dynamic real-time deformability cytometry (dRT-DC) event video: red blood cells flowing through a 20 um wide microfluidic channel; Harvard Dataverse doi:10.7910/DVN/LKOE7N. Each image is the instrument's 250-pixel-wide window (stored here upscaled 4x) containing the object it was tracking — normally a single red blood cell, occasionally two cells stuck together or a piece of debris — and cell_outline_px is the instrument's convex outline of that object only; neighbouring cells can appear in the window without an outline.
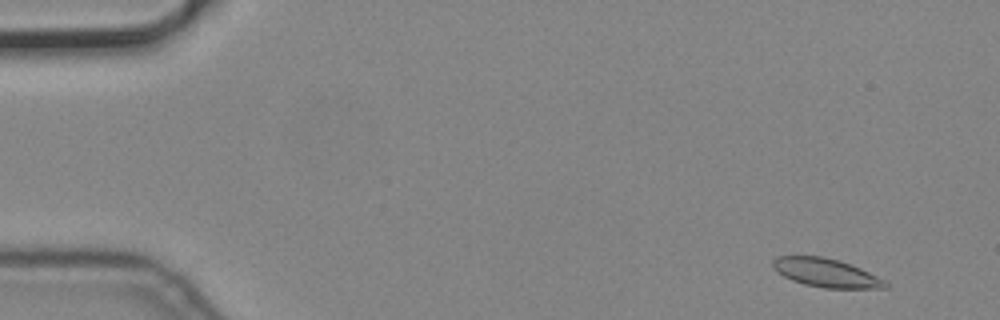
{"species": "common noctule bat (a hibernating species)", "species_latin": "Nyctalus noctula", "temperature_condition": "cold", "stored_images_in_passage": 5, "camera_frame_rate_fps": 3000, "um_per_image_px": 0.085, "animal": {"sex": "male", "body_mass_g": 19.2, "forearm_length_mm": 51.8}, "frame": {"image": 1, "passage_image": 1, "time_ms": 0.0, "image_size_px": [1000, 320], "cell_outline_px": [[888, 288], [824, 288], [804, 284], [792, 280], [776, 272], [772, 268], [772, 260], [776, 256], [824, 256], [860, 268], [884, 280], [888, 284]], "centroid_in_image_um": [70.16, 23.19], "position_along_channel_um": 14.8, "area_um2": 18.61}}
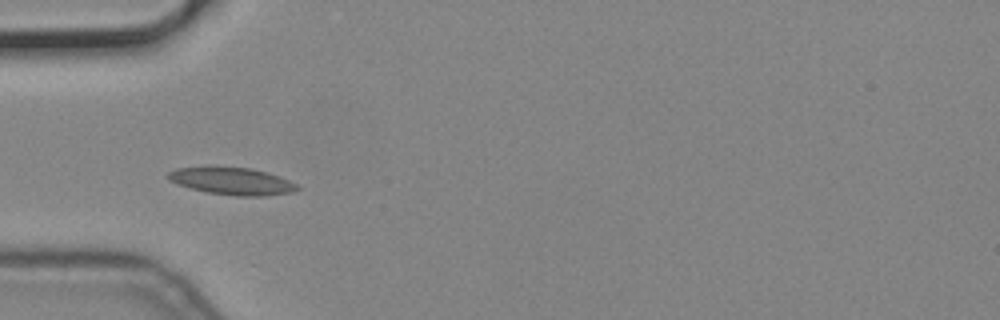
{"frame": {"image": 2, "passage_image": 4, "time_ms": 1.0, "image_size_px": [1000, 320], "cell_outline_px": [[300, 188], [292, 192], [264, 196], [236, 196], [208, 192], [176, 184], [168, 180], [168, 172], [176, 168], [208, 164], [216, 164], [252, 168], [268, 172], [280, 176], [296, 184]], "centroid_in_image_um": [19.66, 15.34], "position_along_channel_um": 65.3, "area_um2": 21.33}}
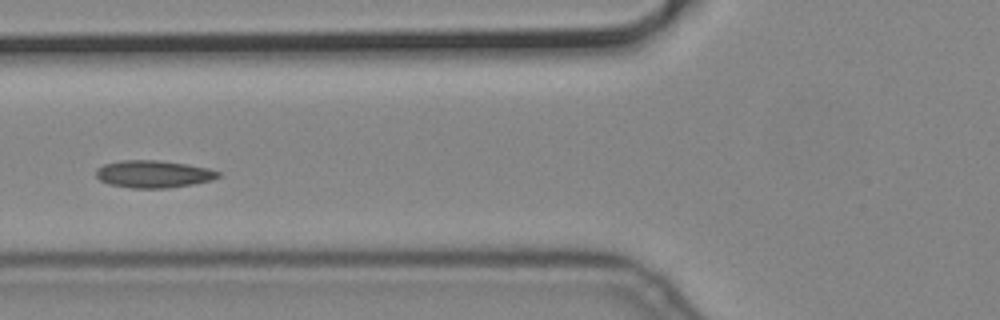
{"frame": {"image": 3, "passage_image": 5, "time_ms": 1.333, "image_size_px": [1000, 320], "cell_outline_px": [[220, 176], [212, 180], [192, 184], [168, 188], [132, 188], [108, 184], [100, 180], [96, 176], [96, 168], [104, 164], [120, 160], [156, 160], [188, 164], [208, 168], [220, 172]], "centroid_in_image_um": [13.03, 14.79], "position_along_channel_um": 112.8, "area_um2": 19.54}}